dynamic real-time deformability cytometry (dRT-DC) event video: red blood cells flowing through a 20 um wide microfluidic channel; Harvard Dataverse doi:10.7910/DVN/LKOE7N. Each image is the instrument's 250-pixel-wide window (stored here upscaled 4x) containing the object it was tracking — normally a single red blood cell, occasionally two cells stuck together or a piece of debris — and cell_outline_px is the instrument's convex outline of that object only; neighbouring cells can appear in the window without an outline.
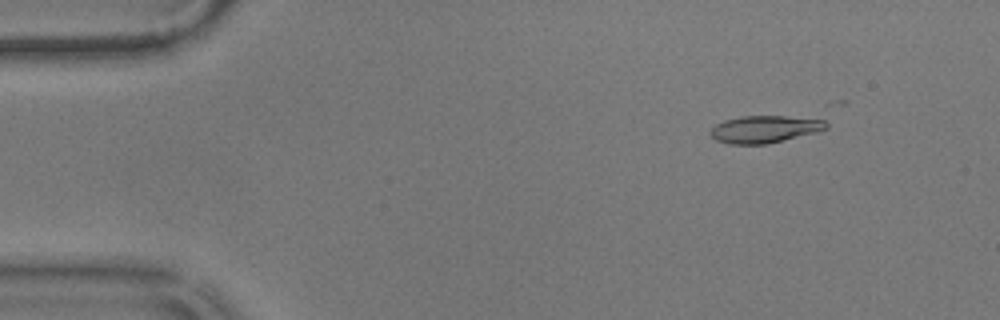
{"species": "common noctule bat (a hibernating species)", "species_latin": "Nyctalus noctula", "temperature_condition": "warm", "stored_images_in_passage": 41, "camera_frame_rate_fps": 3000, "um_per_image_px": 0.085, "animal": {"sex": "male", "body_mass_g": 17.9}, "frame": {"image": 1, "passage_image": 1, "time_ms": 0.0, "image_size_px": [1000, 320], "cell_outline_px": [[828, 128], [816, 132], [768, 144], [728, 144], [716, 140], [708, 132], [716, 124], [724, 120], [740, 116], [820, 116], [828, 124]], "centroid_in_image_um": [65.07, 10.95], "position_along_channel_um": 19.9, "area_um2": 18.84}}
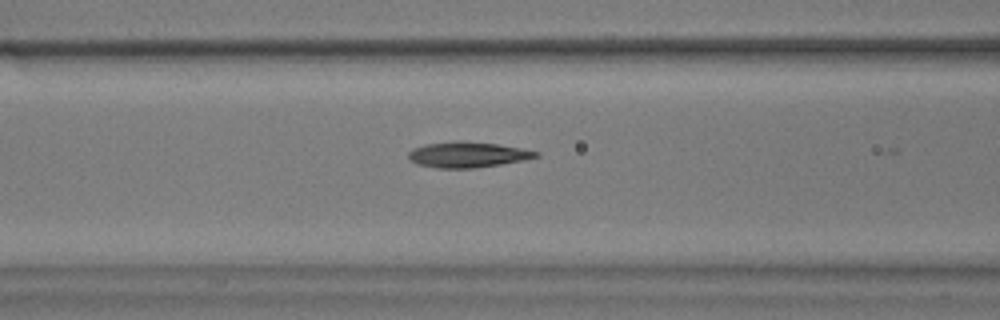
{"frame": {"image": 2, "passage_image": 17, "time_ms": 5.333, "image_size_px": [1000, 320], "cell_outline_px": [[540, 156], [524, 160], [500, 164], [472, 168], [436, 168], [416, 164], [408, 156], [408, 152], [412, 148], [424, 144], [456, 140], [460, 140], [496, 144], [520, 148], [540, 152]], "centroid_in_image_um": [39.71, 13.13], "position_along_channel_um": 126.9, "area_um2": 19.07}}
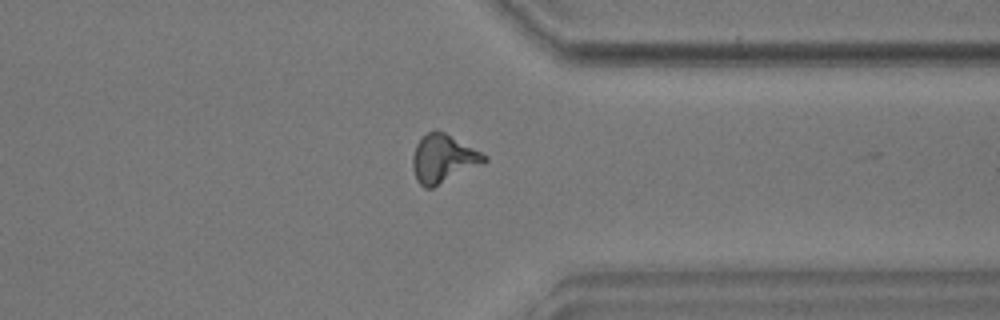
{"frame": {"image": 3, "passage_image": 38, "time_ms": 12.333, "image_size_px": [1000, 320], "cell_outline_px": [[488, 160], [432, 188], [424, 188], [416, 180], [412, 168], [412, 156], [416, 144], [428, 132], [436, 128], [444, 132], [488, 156]], "centroid_in_image_um": [37.63, 13.48], "position_along_channel_um": 373.8, "area_um2": 19.83}, "authors_computed_cell_mechanics": {"area_um2": 18.785, "velocity_mm_per_s": 3.5803, "shape_relaxation_time_tau1_ms": 4.3553, "shape_relaxation_time_tau2_ms": 4.8797, "deformation_change_tau1": 0.1749, "deformation_change_tau2": 0.1431}}